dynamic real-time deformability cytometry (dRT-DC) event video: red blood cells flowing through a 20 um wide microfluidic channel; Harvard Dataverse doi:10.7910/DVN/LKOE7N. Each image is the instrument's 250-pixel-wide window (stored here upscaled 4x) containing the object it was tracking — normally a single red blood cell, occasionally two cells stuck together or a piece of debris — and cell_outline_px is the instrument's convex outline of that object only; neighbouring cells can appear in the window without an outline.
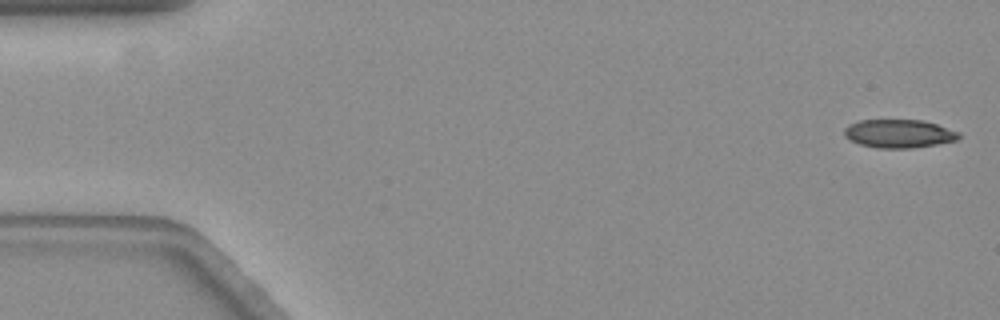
{"species": "common noctule bat (a hibernating species)", "species_latin": "Nyctalus noctula", "temperature_condition": "warm", "stored_images_in_passage": 57, "camera_frame_rate_fps": 3000, "um_per_image_px": 0.085, "animal": {"sex": "female", "body_mass_g": 19.3, "forearm_length_mm": 54.1}, "frame": {"image": 1, "passage_image": 1, "time_ms": 0.0, "image_size_px": [1000, 320], "cell_outline_px": [[960, 136], [956, 140], [936, 144], [912, 148], [876, 148], [860, 144], [844, 136], [844, 128], [848, 124], [860, 120], [924, 120], [960, 132]], "centroid_in_image_um": [76.39, 11.35], "position_along_channel_um": 8.6, "area_um2": 18.9}}
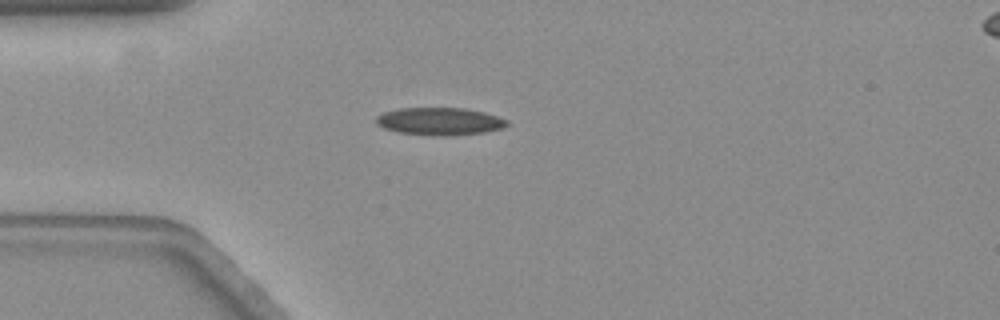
{"frame": {"image": 2, "passage_image": 15, "time_ms": 4.667, "image_size_px": [1000, 320], "cell_outline_px": [[508, 124], [500, 128], [484, 132], [452, 136], [432, 136], [400, 132], [384, 128], [376, 124], [376, 116], [384, 112], [400, 108], [464, 108], [484, 112], [508, 120]], "centroid_in_image_um": [37.35, 10.32], "position_along_channel_um": 47.6, "area_um2": 20.98}}
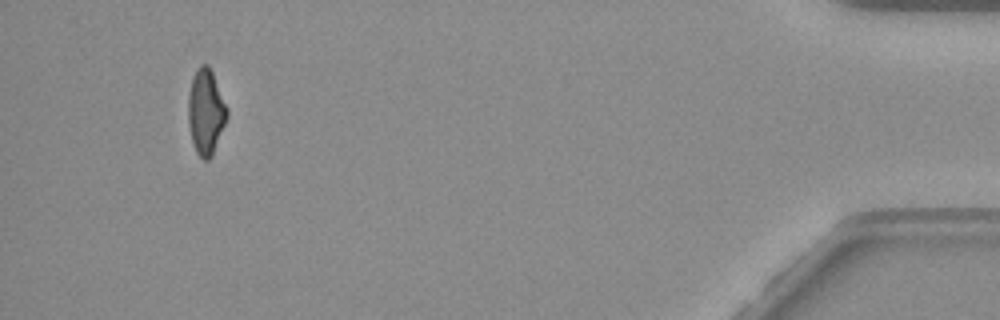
{"frame": {"image": 3, "passage_image": 54, "time_ms": 17.667, "image_size_px": [1000, 320], "cell_outline_px": [[228, 116], [212, 156], [208, 160], [204, 160], [196, 152], [192, 144], [188, 124], [188, 96], [192, 80], [196, 68], [200, 64], [208, 64], [212, 72], [228, 108]], "centroid_in_image_um": [17.49, 9.51], "position_along_channel_um": 417.7, "area_um2": 19.42}, "authors_computed_cell_mechanics": {"area_um2": 20.1144, "velocity_mm_per_s": 3.5453, "shape_relaxation_time_tau1_ms": 8.7933, "shape_relaxation_time_tau2_ms": 5.0619, "deformation_change_tau1": 0.2221, "deformation_change_tau2": 0.1355}}